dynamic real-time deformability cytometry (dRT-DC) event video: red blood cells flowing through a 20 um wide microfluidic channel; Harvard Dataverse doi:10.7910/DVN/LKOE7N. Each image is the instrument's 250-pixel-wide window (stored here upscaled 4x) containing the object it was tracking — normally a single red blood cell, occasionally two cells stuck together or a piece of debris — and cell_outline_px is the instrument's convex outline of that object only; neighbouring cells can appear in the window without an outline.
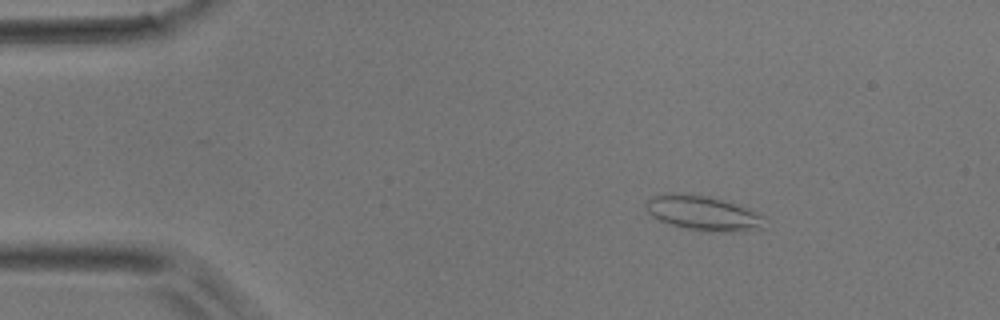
{"species": "common noctule bat (a hibernating species)", "species_latin": "Nyctalus noctula", "temperature_condition": "room temperature", "stored_images_in_passage": 51, "camera_frame_rate_fps": 3000, "um_per_image_px": 0.085, "animal": {"sex": "male", "body_mass_g": 17.9}, "frame": {"image": 1, "passage_image": 8, "time_ms": 2.333, "image_size_px": [1000, 320], "cell_outline_px": [[764, 228], [744, 232], [724, 232], [688, 228], [672, 224], [660, 220], [652, 216], [648, 212], [644, 204], [652, 196], [664, 192], [692, 192], [708, 196], [744, 208], [764, 216]], "centroid_in_image_um": [59.72, 18.09], "position_along_channel_um": 25.3, "area_um2": 23.93}}
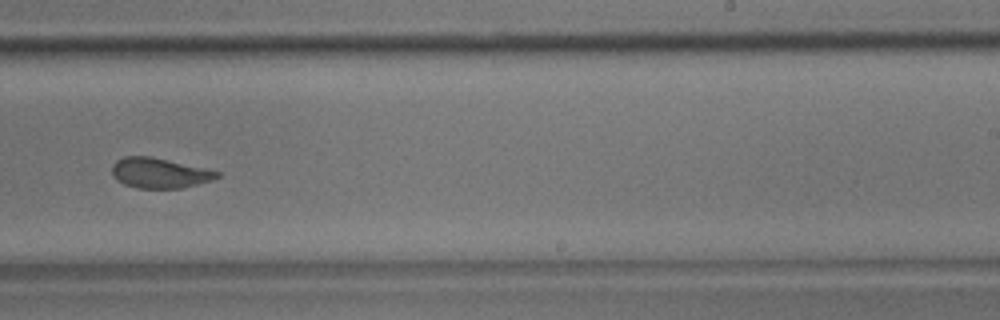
{"frame": {"image": 2, "passage_image": 32, "time_ms": 10.333, "image_size_px": [1000, 320], "cell_outline_px": [[220, 176], [212, 180], [184, 188], [136, 188], [124, 184], [116, 180], [112, 176], [112, 164], [116, 160], [124, 156], [148, 156], [220, 172]], "centroid_in_image_um": [13.5, 14.72], "position_along_channel_um": 275.5, "area_um2": 18.32}}
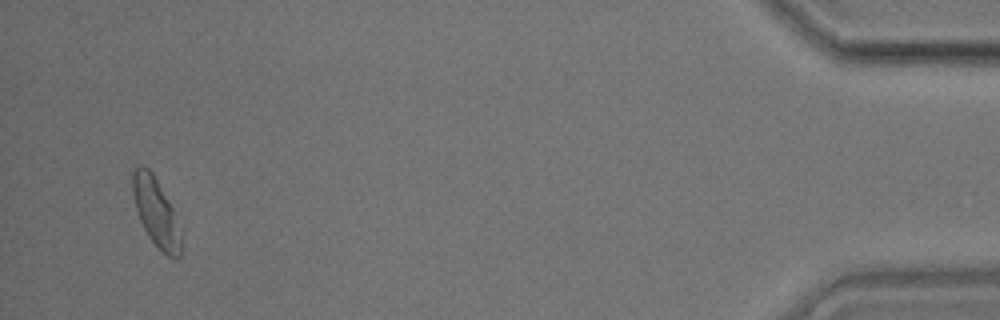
{"frame": {"image": 3, "passage_image": 49, "time_ms": 16.0, "image_size_px": [1000, 320], "cell_outline_px": [[180, 256], [176, 260], [168, 256], [152, 240], [144, 228], [140, 220], [136, 208], [132, 192], [132, 168], [140, 164], [144, 164], [152, 172], [172, 208], [180, 236]], "centroid_in_image_um": [13.21, 17.97], "position_along_channel_um": 422.0, "area_um2": 18.67}}